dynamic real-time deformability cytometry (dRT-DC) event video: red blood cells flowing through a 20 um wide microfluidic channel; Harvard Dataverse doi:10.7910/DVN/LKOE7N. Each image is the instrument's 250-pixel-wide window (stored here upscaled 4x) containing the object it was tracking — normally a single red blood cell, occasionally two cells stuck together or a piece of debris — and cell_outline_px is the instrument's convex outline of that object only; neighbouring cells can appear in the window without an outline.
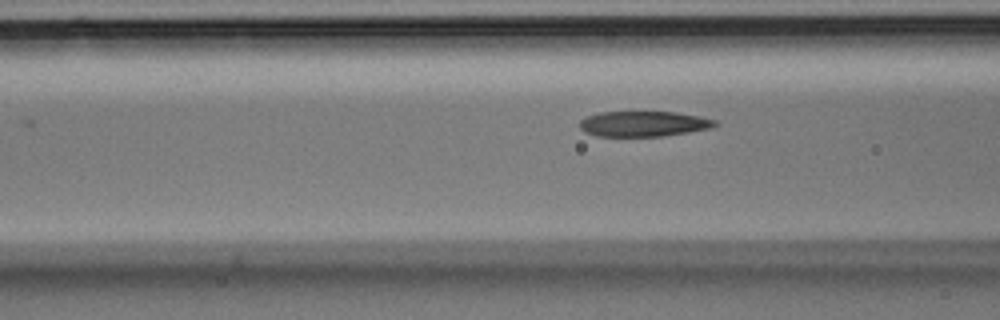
{"species": "Egyptian fruit bat (a non-hibernating species)", "species_latin": "Rousettus aegyptiacus", "temperature_condition": "room temperature", "stored_images_in_passage": 4, "camera_frame_rate_fps": 3000, "um_per_image_px": 0.085, "animal": {"sex": "male"}, "frame": {"image": 1, "passage_image": 3, "time_ms": 0.667, "image_size_px": [1000, 320], "cell_outline_px": [[720, 124], [712, 128], [664, 136], [596, 136], [584, 132], [580, 128], [580, 120], [588, 116], [600, 112], [676, 112], [700, 116], [716, 120]], "centroid_in_image_um": [54.74, 10.53], "position_along_channel_um": 111.9, "area_um2": 20.11}}